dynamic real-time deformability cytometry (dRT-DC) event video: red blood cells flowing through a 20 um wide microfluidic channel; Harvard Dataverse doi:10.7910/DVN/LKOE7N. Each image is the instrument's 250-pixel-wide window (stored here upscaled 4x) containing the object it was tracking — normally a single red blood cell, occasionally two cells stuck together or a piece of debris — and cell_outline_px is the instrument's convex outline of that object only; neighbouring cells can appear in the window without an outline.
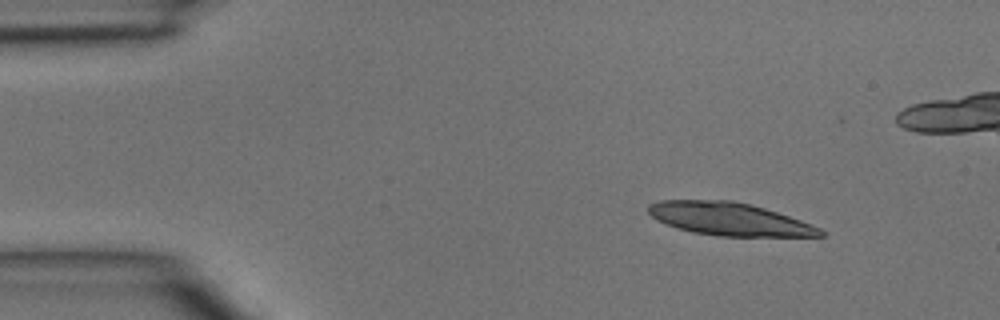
{"species": "common noctule bat (a hibernating species)", "species_latin": "Nyctalus noctula", "temperature_condition": "room temperature", "stored_images_in_passage": 5, "camera_frame_rate_fps": 3000, "um_per_image_px": 0.085, "animal": {"sex": "male", "body_mass_g": 15.6}, "frame": {"image": 1, "passage_image": 1, "time_ms": 0.0, "image_size_px": [1000, 320], "cell_outline_px": [[824, 236], [720, 236], [692, 232], [676, 228], [664, 224], [656, 220], [648, 212], [648, 204], [660, 200], [732, 200], [752, 204], [812, 224], [820, 228], [824, 232]], "centroid_in_image_um": [61.95, 18.61], "position_along_channel_um": 23.1, "area_um2": 32.95}}